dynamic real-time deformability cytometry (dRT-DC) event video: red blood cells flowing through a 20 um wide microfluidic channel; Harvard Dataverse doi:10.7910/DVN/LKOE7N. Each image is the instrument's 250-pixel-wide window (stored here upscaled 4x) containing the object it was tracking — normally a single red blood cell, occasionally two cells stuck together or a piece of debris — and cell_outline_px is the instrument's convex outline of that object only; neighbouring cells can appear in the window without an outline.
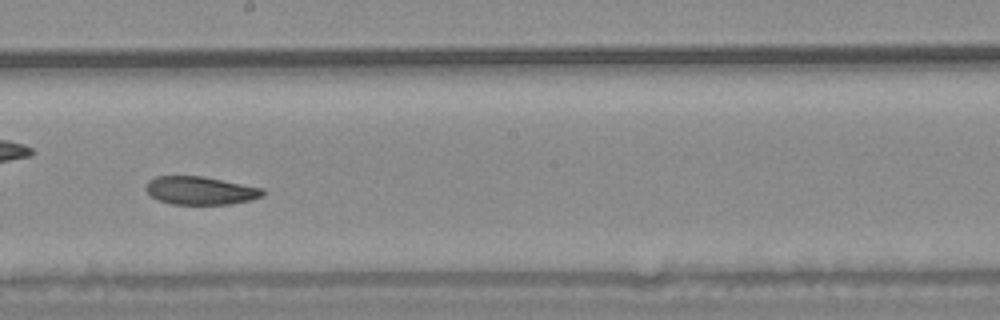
{"species": "common noctule bat (a hibernating species)", "species_latin": "Nyctalus noctula", "temperature_condition": "warm", "stored_images_in_passage": 43, "camera_frame_rate_fps": 3000, "um_per_image_px": 0.085, "animal": {"sex": "male", "body_mass_g": 20.4}, "frame": {"image": 1, "passage_image": 19, "time_ms": 6.0, "image_size_px": [1000, 320], "cell_outline_px": [[264, 196], [252, 200], [232, 204], [172, 204], [160, 200], [152, 196], [148, 192], [148, 180], [156, 176], [204, 176], [264, 188]], "centroid_in_image_um": [17.11, 16.19], "position_along_channel_um": 231.1, "area_um2": 19.13}, "authors_computed_cell_mechanics": {"area_um2": 20.519, "velocity_mm_per_s": 3.6634, "shape_relaxation_time_tau1_ms": 6.9481, "shape_relaxation_time_tau2_ms": null, "deformation_change_tau1": 0.1364, "deformation_change_tau2": null}}